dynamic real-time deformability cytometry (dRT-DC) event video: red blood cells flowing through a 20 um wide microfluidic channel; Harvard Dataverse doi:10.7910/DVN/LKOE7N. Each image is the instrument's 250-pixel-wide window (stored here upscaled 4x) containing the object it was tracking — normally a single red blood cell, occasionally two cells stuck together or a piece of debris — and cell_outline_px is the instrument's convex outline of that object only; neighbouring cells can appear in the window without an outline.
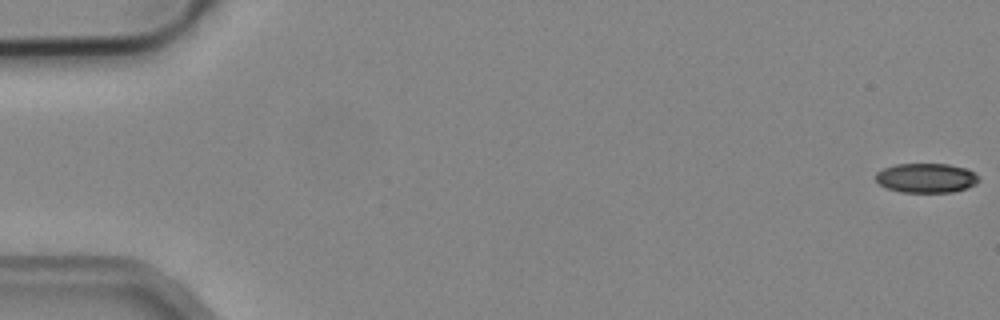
{"species": "common noctule bat (a hibernating species)", "species_latin": "Nyctalus noctula", "temperature_condition": "cold", "stored_images_in_passage": 55, "camera_frame_rate_fps": 3000, "um_per_image_px": 0.085, "animal": {"sex": "male", "body_mass_g": 19.2, "forearm_length_mm": 51.8}, "frame": {"image": 1, "passage_image": 1, "time_ms": 0.0, "image_size_px": [1000, 320], "cell_outline_px": [[980, 180], [976, 184], [952, 192], [900, 192], [884, 188], [876, 180], [876, 172], [884, 168], [896, 164], [948, 164], [968, 168]], "centroid_in_image_um": [78.7, 15.13], "position_along_channel_um": 6.3, "area_um2": 17.69}}
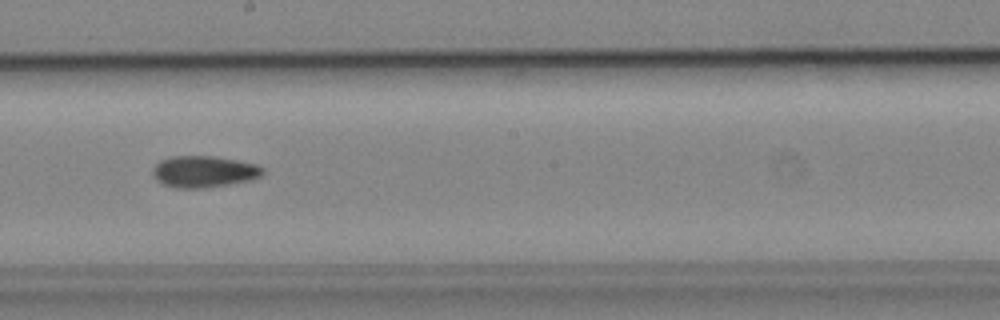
{"frame": {"image": 2, "passage_image": 31, "time_ms": 10.0, "image_size_px": [1000, 320], "cell_outline_px": [[264, 172], [260, 176], [252, 180], [204, 188], [176, 188], [164, 184], [156, 180], [152, 172], [152, 168], [160, 160], [172, 156], [212, 156], [236, 160], [256, 164], [264, 168]], "centroid_in_image_um": [17.32, 14.59], "position_along_channel_um": 230.9, "area_um2": 20.23}}
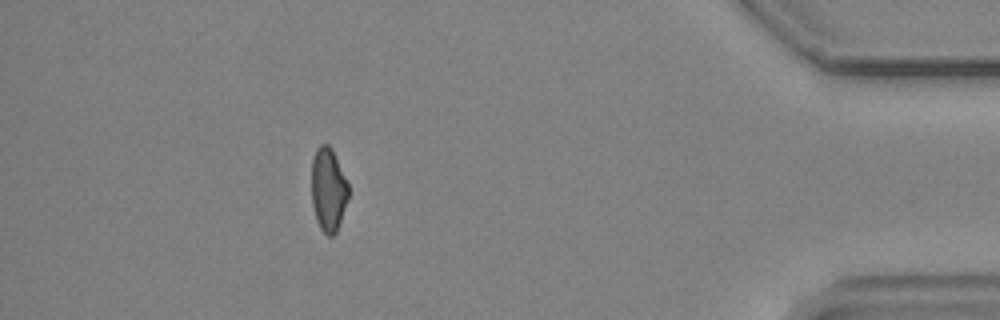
{"frame": {"image": 3, "passage_image": 49, "time_ms": 16.0, "image_size_px": [1000, 320], "cell_outline_px": [[348, 196], [336, 232], [332, 236], [328, 236], [320, 228], [316, 220], [312, 204], [312, 160], [316, 148], [320, 144], [328, 144], [332, 148], [348, 184]], "centroid_in_image_um": [27.88, 16.09], "position_along_channel_um": 407.3, "area_um2": 17.74}, "authors_computed_cell_mechanics": {"area_um2": 19.363, "velocity_mm_per_s": 3.8074, "shape_relaxation_time_tau1_ms": null, "shape_relaxation_time_tau2_ms": 7.7344, "deformation_change_tau1": null, "deformation_change_tau2": 0.1369}}